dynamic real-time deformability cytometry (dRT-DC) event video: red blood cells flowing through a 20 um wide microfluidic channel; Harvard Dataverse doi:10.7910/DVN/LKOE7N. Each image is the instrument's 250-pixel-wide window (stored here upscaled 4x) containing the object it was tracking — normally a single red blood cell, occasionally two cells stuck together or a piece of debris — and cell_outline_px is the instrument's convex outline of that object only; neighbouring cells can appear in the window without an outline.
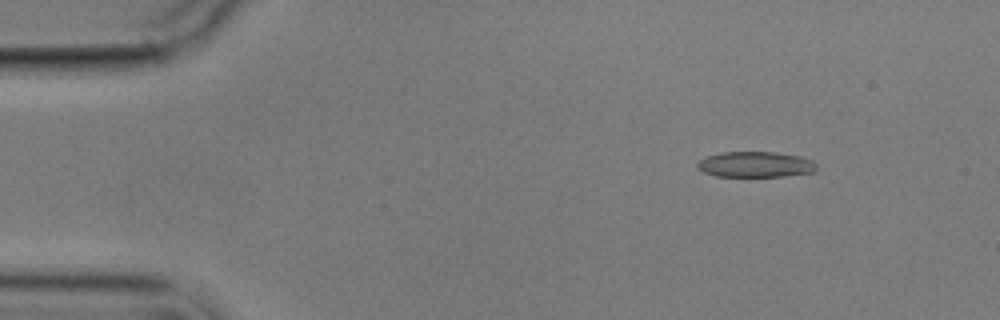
{"species": "common noctule bat (a hibernating species)", "species_latin": "Nyctalus noctula", "temperature_condition": "cold", "stored_images_in_passage": 5, "camera_frame_rate_fps": 3000, "um_per_image_px": 0.085, "animal": {"sex": "male", "body_mass_g": 17.9}, "frame": {"image": 1, "passage_image": 2, "time_ms": 2.0, "image_size_px": [1000, 320], "cell_outline_px": [[816, 168], [812, 172], [784, 176], [716, 176], [704, 172], [696, 168], [696, 164], [700, 160], [708, 156], [720, 152], [776, 152], [800, 156], [812, 160], [816, 164]], "centroid_in_image_um": [64.19, 13.97], "position_along_channel_um": 20.8, "area_um2": 17.74}}
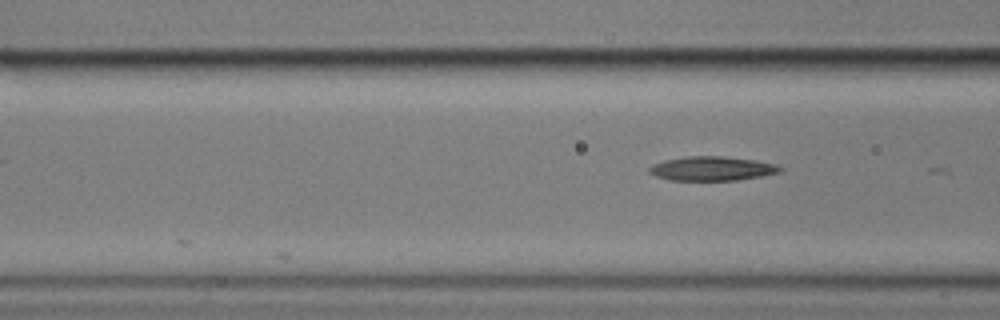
{"frame": {"image": 2, "passage_image": 5, "time_ms": 6.667, "image_size_px": [1000, 320], "cell_outline_px": [[784, 168], [780, 172], [760, 176], [736, 180], [668, 180], [656, 176], [648, 172], [648, 168], [652, 164], [664, 160], [688, 156], [724, 156], [756, 160], [776, 164]], "centroid_in_image_um": [60.5, 14.32], "position_along_channel_um": 106.1, "area_um2": 18.5}}